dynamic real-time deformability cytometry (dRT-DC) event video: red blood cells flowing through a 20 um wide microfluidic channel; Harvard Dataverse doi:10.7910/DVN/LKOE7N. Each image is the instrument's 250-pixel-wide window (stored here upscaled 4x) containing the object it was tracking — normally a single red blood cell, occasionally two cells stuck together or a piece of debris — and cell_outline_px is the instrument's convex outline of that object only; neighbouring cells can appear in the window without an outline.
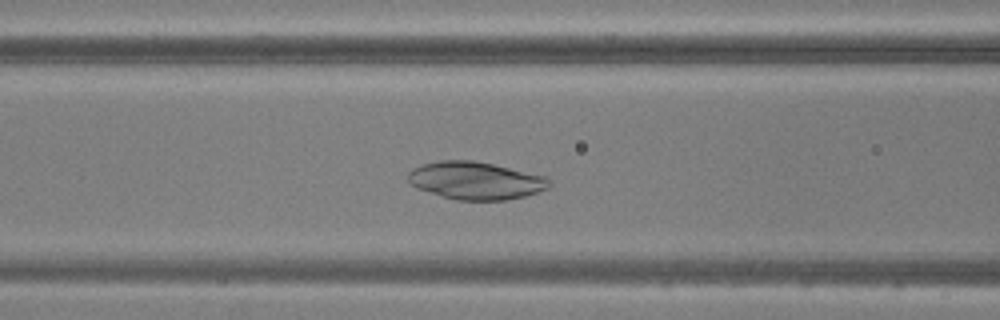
{"species": "common noctule bat (a hibernating species)", "species_latin": "Nyctalus noctula", "temperature_condition": "warm", "stored_images_in_passage": 36, "camera_frame_rate_fps": 3000, "um_per_image_px": 0.085, "animal": {"sex": "male", "body_mass_g": 20.5, "forearm_length_mm": 52.5}, "frame": {"image": 1, "passage_image": 7, "time_ms": 2.0, "image_size_px": [1000, 320], "cell_outline_px": [[552, 184], [548, 188], [524, 196], [508, 200], [456, 200], [416, 188], [408, 184], [408, 172], [412, 168], [424, 164], [440, 160], [472, 160], [492, 164], [548, 176]], "centroid_in_image_um": [40.43, 15.35], "position_along_channel_um": 126.2, "area_um2": 31.1}}
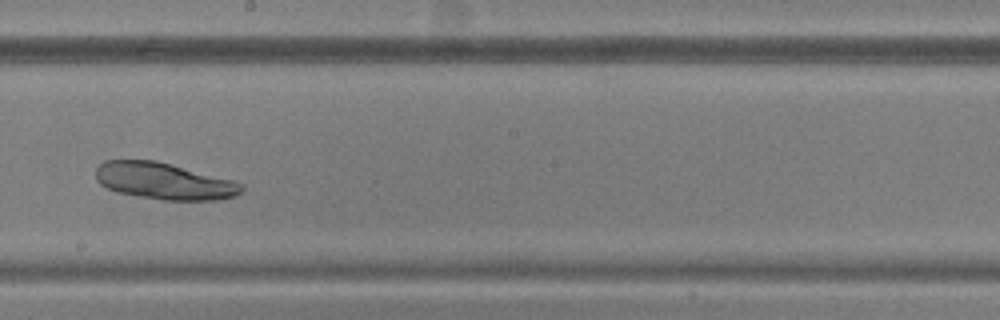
{"frame": {"image": 2, "passage_image": 15, "time_ms": 4.667, "image_size_px": [1000, 320], "cell_outline_px": [[244, 188], [236, 196], [216, 200], [164, 200], [116, 192], [100, 184], [96, 180], [96, 168], [104, 160], [156, 160], [236, 180], [244, 184]], "centroid_in_image_um": [13.98, 15.38], "position_along_channel_um": 234.2, "area_um2": 31.44}}
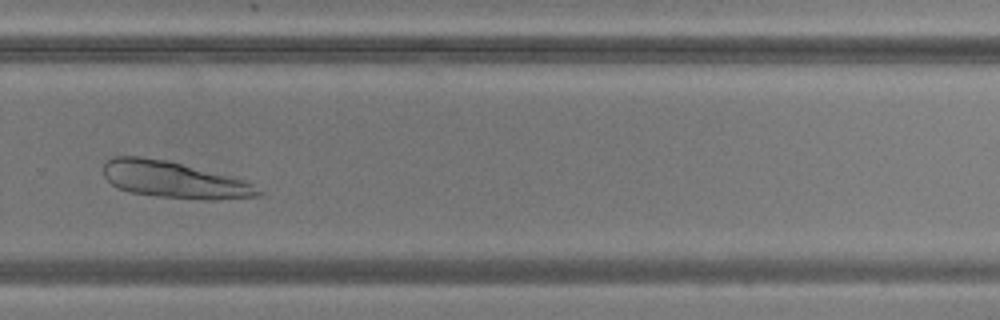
{"frame": {"image": 3, "passage_image": 21, "time_ms": 6.667, "image_size_px": [1000, 320], "cell_outline_px": [[264, 192], [260, 196], [208, 200], [204, 200], [156, 196], [132, 192], [116, 188], [104, 176], [104, 164], [112, 156], [140, 156], [164, 160], [244, 180], [252, 184]], "centroid_in_image_um": [14.77, 15.29], "position_along_channel_um": 315.0, "area_um2": 32.54}}